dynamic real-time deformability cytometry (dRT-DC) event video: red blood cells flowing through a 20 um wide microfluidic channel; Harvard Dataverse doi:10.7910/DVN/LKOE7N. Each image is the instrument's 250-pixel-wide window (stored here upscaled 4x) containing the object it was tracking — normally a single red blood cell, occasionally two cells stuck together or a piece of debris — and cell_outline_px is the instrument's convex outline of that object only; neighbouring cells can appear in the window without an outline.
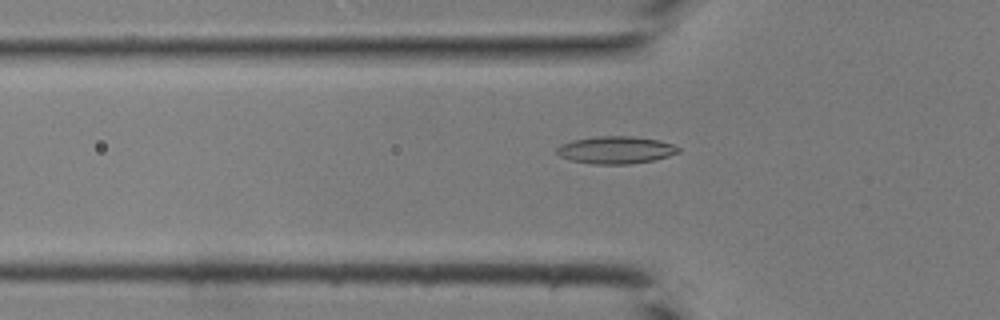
{"species": "common noctule bat (a hibernating species)", "species_latin": "Nyctalus noctula", "temperature_condition": "room temperature", "stored_images_in_passage": 33, "camera_frame_rate_fps": 3000, "um_per_image_px": 0.085, "animal": {"sex": "male", "body_mass_g": 19.0, "forearm_length_mm": 50.8}, "frame": {"image": 1, "passage_image": 9, "time_ms": 2.667, "image_size_px": [1000, 320], "cell_outline_px": [[680, 152], [668, 156], [652, 160], [628, 164], [592, 164], [572, 160], [560, 156], [556, 152], [556, 148], [560, 144], [572, 140], [596, 136], [632, 136], [656, 140], [672, 144], [680, 148]], "centroid_in_image_um": [52.31, 12.74], "position_along_channel_um": 73.5, "area_um2": 19.31}}
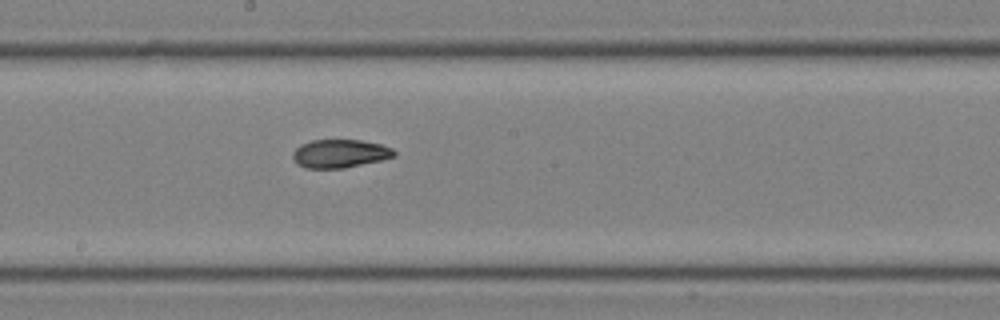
{"frame": {"image": 2, "passage_image": 18, "time_ms": 5.667, "image_size_px": [1000, 320], "cell_outline_px": [[396, 156], [380, 160], [344, 168], [304, 168], [296, 164], [292, 156], [292, 152], [300, 144], [312, 140], [360, 140], [380, 144], [392, 148], [396, 152]], "centroid_in_image_um": [28.86, 13.05], "position_along_channel_um": 219.3, "area_um2": 16.76}}
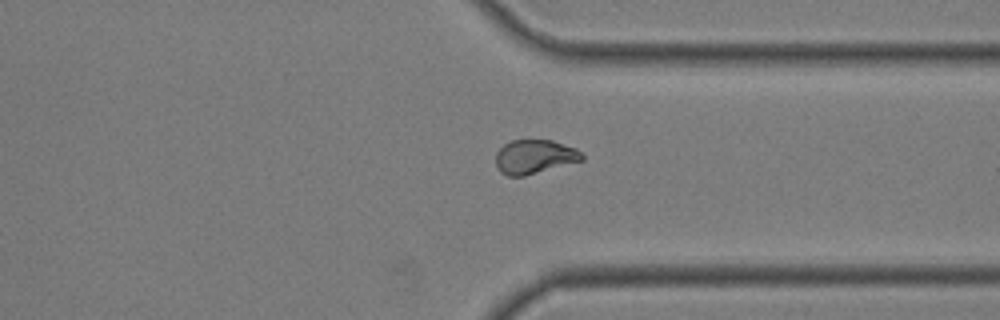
{"frame": {"image": 3, "passage_image": 27, "time_ms": 8.667, "image_size_px": [1000, 320], "cell_outline_px": [[584, 160], [524, 176], [508, 176], [500, 172], [496, 168], [496, 152], [504, 144], [512, 140], [552, 140], [576, 148], [584, 156]], "centroid_in_image_um": [45.42, 13.32], "position_along_channel_um": 366.0, "area_um2": 17.17}}